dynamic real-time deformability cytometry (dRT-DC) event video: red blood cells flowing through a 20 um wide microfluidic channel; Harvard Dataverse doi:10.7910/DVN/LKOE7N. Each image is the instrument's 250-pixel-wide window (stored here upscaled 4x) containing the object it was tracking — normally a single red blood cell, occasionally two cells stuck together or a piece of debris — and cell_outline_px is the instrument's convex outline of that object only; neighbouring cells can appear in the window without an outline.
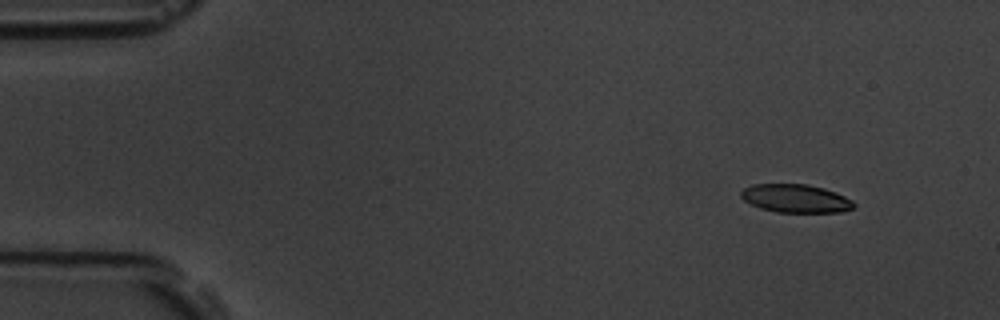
{"species": "common noctule bat (a hibernating species)", "species_latin": "Nyctalus noctula", "temperature_condition": "room temperature", "stored_images_in_passage": 4, "camera_frame_rate_fps": 3000, "um_per_image_px": 0.085, "animal": {"sex": "male", "body_mass_g": 19.5, "forearm_length_mm": 54.6}, "frame": {"image": 1, "passage_image": 1, "time_ms": 0.0, "image_size_px": [1000, 320], "cell_outline_px": [[856, 204], [852, 208], [840, 212], [776, 212], [760, 208], [744, 200], [740, 196], [740, 192], [744, 188], [752, 184], [808, 184], [824, 188], [836, 192], [852, 200]], "centroid_in_image_um": [67.63, 16.86], "position_along_channel_um": 17.4, "area_um2": 18.61}}
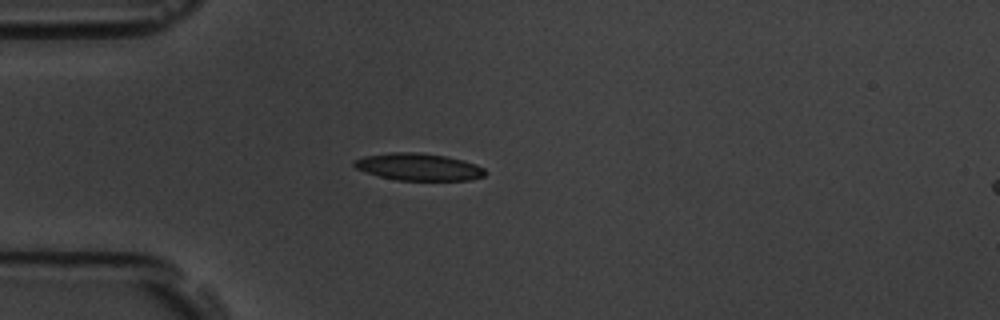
{"frame": {"image": 2, "passage_image": 4, "time_ms": 3.333, "image_size_px": [1000, 320], "cell_outline_px": [[484, 176], [468, 180], [396, 180], [364, 172], [356, 168], [352, 164], [352, 160], [364, 156], [392, 152], [416, 152], [444, 156], [476, 164], [484, 168]], "centroid_in_image_um": [35.51, 14.18], "position_along_channel_um": 49.5, "area_um2": 20.58}}